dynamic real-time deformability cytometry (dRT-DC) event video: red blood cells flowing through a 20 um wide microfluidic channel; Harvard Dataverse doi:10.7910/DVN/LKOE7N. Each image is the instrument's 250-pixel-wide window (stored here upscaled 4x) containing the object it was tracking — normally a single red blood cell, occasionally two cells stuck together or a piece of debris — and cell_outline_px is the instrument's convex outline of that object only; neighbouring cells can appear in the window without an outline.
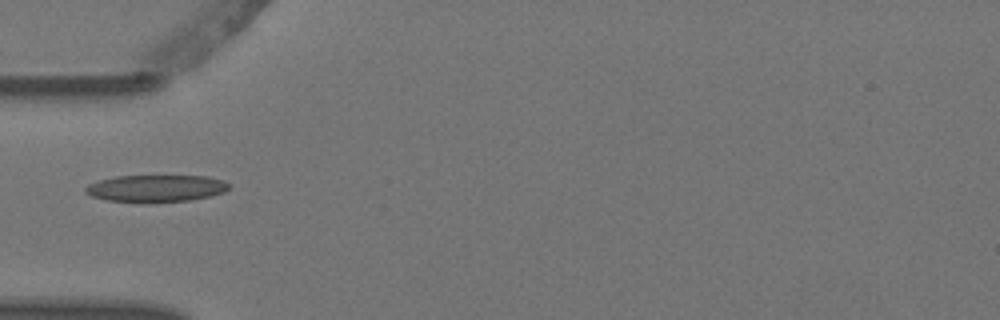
{"species": "Egyptian fruit bat (a non-hibernating species)", "species_latin": "Rousettus aegyptiacus", "temperature_condition": "warm", "stored_images_in_passage": 1, "camera_frame_rate_fps": 3000, "um_per_image_px": 0.085, "animal": {"sex": "female"}, "frame": {"image": 1, "passage_image": 1, "time_ms": 0.0, "image_size_px": [1000, 320], "cell_outline_px": [[228, 188], [224, 192], [192, 200], [148, 204], [108, 200], [92, 196], [84, 192], [84, 188], [88, 184], [100, 180], [116, 176], [208, 176], [224, 180], [228, 184]], "centroid_in_image_um": [13.24, 16.03], "position_along_channel_um": 71.8, "area_um2": 22.95}}